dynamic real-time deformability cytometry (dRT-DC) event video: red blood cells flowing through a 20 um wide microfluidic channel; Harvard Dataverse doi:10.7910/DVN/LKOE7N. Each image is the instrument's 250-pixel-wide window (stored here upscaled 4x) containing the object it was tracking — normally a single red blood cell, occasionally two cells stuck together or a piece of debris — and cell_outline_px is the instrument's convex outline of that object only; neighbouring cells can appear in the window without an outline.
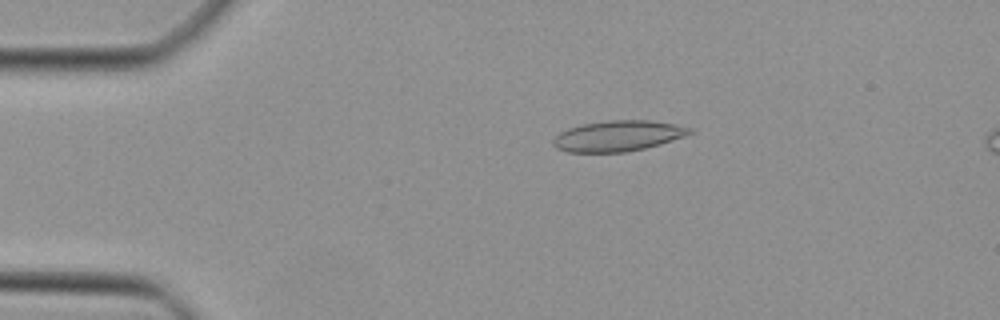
{"species": "Egyptian fruit bat (a non-hibernating species)", "species_latin": "Rousettus aegyptiacus", "temperature_condition": "cold", "stored_images_in_passage": 41, "camera_frame_rate_fps": 3000, "um_per_image_px": 0.085, "animal": {"sex": "female"}, "frame": {"image": 1, "passage_image": 4, "time_ms": 1.0, "image_size_px": [1000, 320], "cell_outline_px": [[692, 132], [684, 136], [660, 144], [644, 148], [624, 152], [568, 152], [556, 148], [552, 144], [552, 140], [560, 132], [568, 128], [580, 124], [608, 120], [652, 120], [676, 124], [692, 128]], "centroid_in_image_um": [52.51, 11.54], "position_along_channel_um": 32.5, "area_um2": 24.45}}
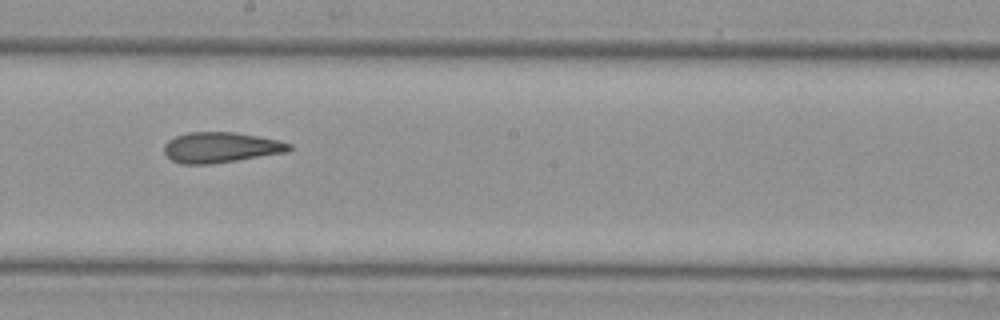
{"frame": {"image": 2, "passage_image": 21, "time_ms": 6.667, "image_size_px": [1000, 320], "cell_outline_px": [[292, 148], [288, 152], [212, 164], [180, 164], [172, 160], [164, 152], [164, 144], [168, 140], [176, 136], [188, 132], [232, 132], [280, 140], [292, 144]], "centroid_in_image_um": [18.77, 12.53], "position_along_channel_um": 229.4, "area_um2": 22.25}}
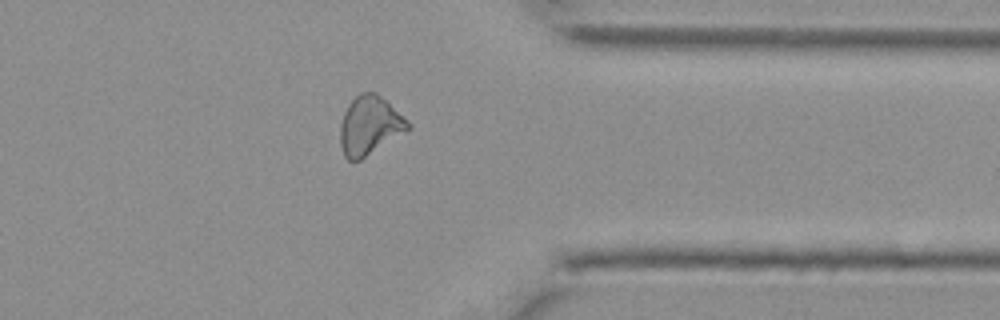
{"frame": {"image": 3, "passage_image": 32, "time_ms": 10.333, "image_size_px": [1000, 320], "cell_outline_px": [[412, 128], [360, 160], [348, 160], [344, 156], [340, 144], [340, 124], [344, 112], [348, 104], [360, 92], [376, 92], [408, 120], [412, 124]], "centroid_in_image_um": [31.42, 10.67], "position_along_channel_um": 380.0, "area_um2": 23.18}}